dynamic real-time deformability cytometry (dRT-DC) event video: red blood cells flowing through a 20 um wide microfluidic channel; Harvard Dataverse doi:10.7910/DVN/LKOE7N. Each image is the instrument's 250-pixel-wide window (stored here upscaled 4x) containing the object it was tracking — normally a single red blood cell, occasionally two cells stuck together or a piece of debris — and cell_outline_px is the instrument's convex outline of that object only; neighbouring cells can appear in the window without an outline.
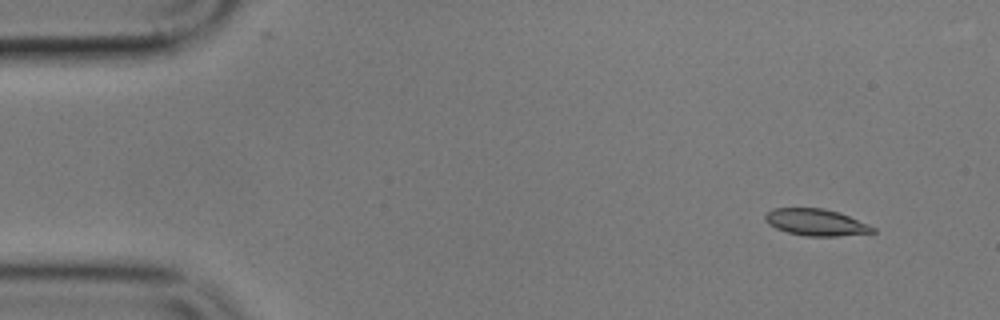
{"species": "common noctule bat (a hibernating species)", "species_latin": "Nyctalus noctula", "temperature_condition": "cold", "stored_images_in_passage": 6, "camera_frame_rate_fps": 3000, "um_per_image_px": 0.085, "animal": {"sex": "male", "body_mass_g": 17.9}, "frame": {"image": 1, "passage_image": 2, "time_ms": 1.0, "image_size_px": [1000, 320], "cell_outline_px": [[876, 232], [836, 236], [804, 236], [788, 232], [776, 228], [768, 224], [764, 220], [764, 216], [772, 208], [824, 208], [840, 212], [868, 224], [876, 228]], "centroid_in_image_um": [69.35, 18.89], "position_along_channel_um": 15.6, "area_um2": 16.82}}
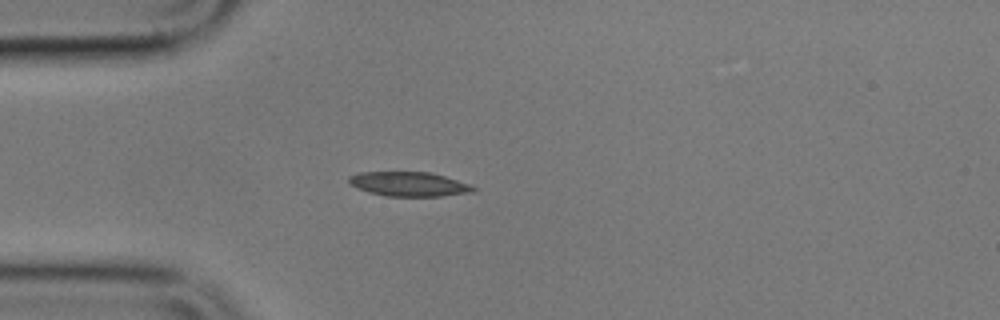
{"frame": {"image": 2, "passage_image": 5, "time_ms": 4.667, "image_size_px": [1000, 320], "cell_outline_px": [[476, 192], [440, 196], [384, 196], [368, 192], [356, 188], [348, 180], [348, 176], [356, 172], [428, 172], [444, 176], [468, 184], [476, 188]], "centroid_in_image_um": [34.72, 15.65], "position_along_channel_um": 50.3, "area_um2": 17.69}}